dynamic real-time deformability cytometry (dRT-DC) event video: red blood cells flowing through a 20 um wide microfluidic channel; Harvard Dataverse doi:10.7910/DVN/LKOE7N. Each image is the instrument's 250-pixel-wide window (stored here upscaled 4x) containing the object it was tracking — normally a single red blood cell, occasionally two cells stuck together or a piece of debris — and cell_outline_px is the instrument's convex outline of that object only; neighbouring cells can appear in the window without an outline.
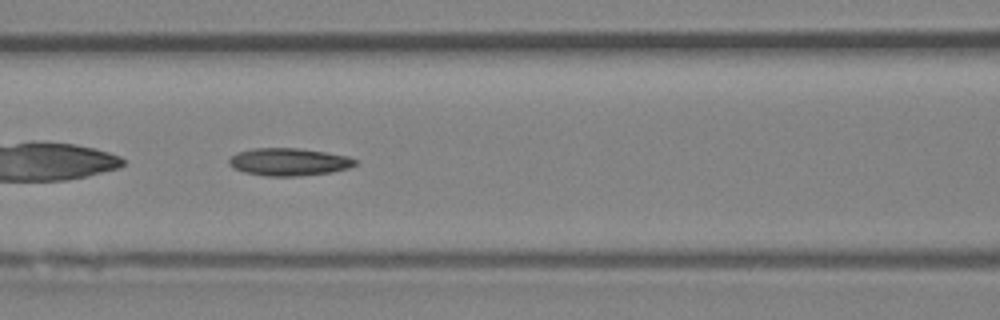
{"species": "Egyptian fruit bat (a non-hibernating species)", "species_latin": "Rousettus aegyptiacus", "temperature_condition": "room temperature", "stored_images_in_passage": 35, "camera_frame_rate_fps": 3000, "um_per_image_px": 0.085, "animal": {"sex": "female"}, "frame": {"image": 1, "passage_image": 6, "time_ms": 1.667, "image_size_px": [1000, 320], "cell_outline_px": [[356, 164], [348, 168], [332, 172], [300, 176], [264, 176], [244, 172], [232, 168], [228, 164], [228, 160], [236, 152], [252, 148], [296, 148], [324, 152], [348, 156], [356, 160]], "centroid_in_image_um": [24.51, 13.76], "position_along_channel_um": 142.1, "area_um2": 20.35}}
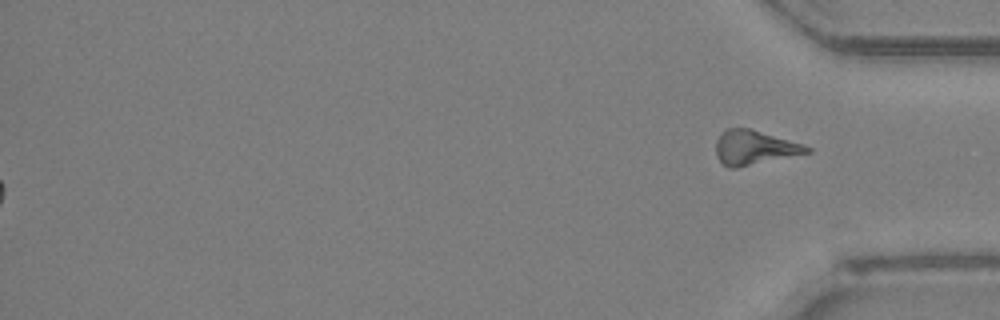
{"frame": {"image": 2, "passage_image": 35, "time_ms": 11.333, "image_size_px": [1000, 320], "cell_outline_px": [[812, 152], [736, 168], [728, 168], [716, 156], [716, 140], [724, 128], [748, 128], [804, 144], [812, 148]], "centroid_in_image_um": [64.12, 12.54], "position_along_channel_um": 371.1, "area_um2": 18.21}}